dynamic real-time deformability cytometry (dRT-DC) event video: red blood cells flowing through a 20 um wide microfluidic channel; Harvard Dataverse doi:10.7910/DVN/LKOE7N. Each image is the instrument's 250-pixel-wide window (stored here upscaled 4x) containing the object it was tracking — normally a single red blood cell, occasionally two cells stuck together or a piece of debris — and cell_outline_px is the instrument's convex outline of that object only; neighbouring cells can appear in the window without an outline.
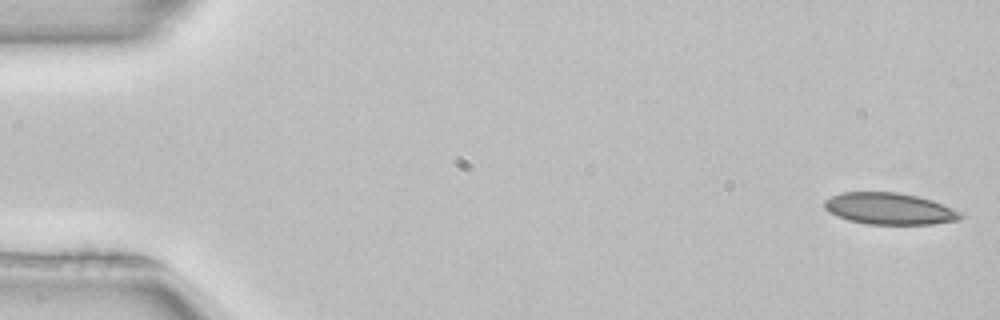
{"species": "common noctule bat (a hibernating species)", "species_latin": "Nyctalus noctula", "temperature_condition": "room temperature", "stored_images_in_passage": 51, "camera_frame_rate_fps": 3000, "um_per_image_px": 0.085, "animal": {"sex": "female", "body_mass_g": 22.7, "forearm_length_mm": 54.2}, "frame": {"image": 1, "passage_image": 1, "time_ms": 0.0, "image_size_px": [1000, 320], "cell_outline_px": [[964, 216], [956, 220], [932, 224], [868, 224], [848, 220], [836, 216], [828, 212], [824, 208], [824, 200], [832, 196], [844, 192], [896, 192], [916, 196], [932, 200], [964, 212]], "centroid_in_image_um": [75.6, 17.74], "position_along_channel_um": 9.4, "area_um2": 25.14}}
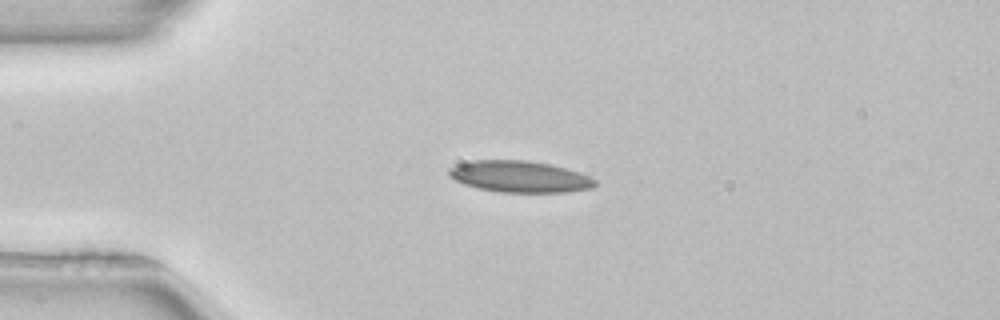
{"frame": {"image": 2, "passage_image": 12, "time_ms": 3.667, "image_size_px": [1000, 320], "cell_outline_px": [[596, 184], [592, 188], [568, 192], [500, 192], [476, 188], [464, 184], [448, 176], [448, 168], [456, 164], [472, 160], [528, 160], [552, 164], [580, 172], [596, 180]], "centroid_in_image_um": [44.16, 15.0], "position_along_channel_um": 40.8, "area_um2": 27.05}, "authors_computed_cell_mechanics": {"area_um2": 25.4898, "velocity_mm_per_s": 3.9588, "shape_relaxation_time_tau1_ms": null, "shape_relaxation_time_tau2_ms": 3.2052, "deformation_change_tau1": null, "deformation_change_tau2": 0.0992}}